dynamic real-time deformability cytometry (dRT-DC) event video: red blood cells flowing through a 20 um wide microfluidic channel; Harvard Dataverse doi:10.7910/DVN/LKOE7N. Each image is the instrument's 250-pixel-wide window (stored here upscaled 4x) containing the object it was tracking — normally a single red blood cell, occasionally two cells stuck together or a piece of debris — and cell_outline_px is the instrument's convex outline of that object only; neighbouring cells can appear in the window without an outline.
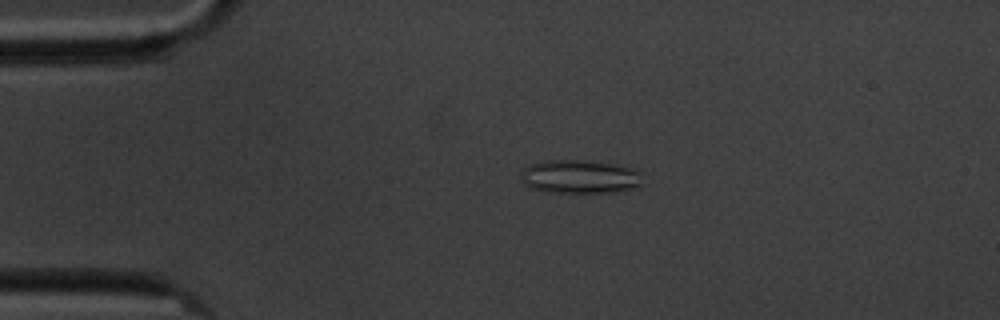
{"species": "common noctule bat (a hibernating species)", "species_latin": "Nyctalus noctula", "temperature_condition": "cold", "stored_images_in_passage": 5, "camera_frame_rate_fps": 3000, "um_per_image_px": 0.085, "animal": {"sex": "male", "body_mass_g": 20.1, "forearm_length_mm": 53.5}, "frame": {"image": 1, "passage_image": 4, "time_ms": 3.667, "image_size_px": [1000, 320], "cell_outline_px": [[640, 188], [616, 192], [544, 192], [524, 184], [524, 168], [528, 164], [544, 160], [580, 160], [616, 164], [640, 172]], "centroid_in_image_um": [49.31, 15.02], "position_along_channel_um": 35.7, "area_um2": 23.58}}